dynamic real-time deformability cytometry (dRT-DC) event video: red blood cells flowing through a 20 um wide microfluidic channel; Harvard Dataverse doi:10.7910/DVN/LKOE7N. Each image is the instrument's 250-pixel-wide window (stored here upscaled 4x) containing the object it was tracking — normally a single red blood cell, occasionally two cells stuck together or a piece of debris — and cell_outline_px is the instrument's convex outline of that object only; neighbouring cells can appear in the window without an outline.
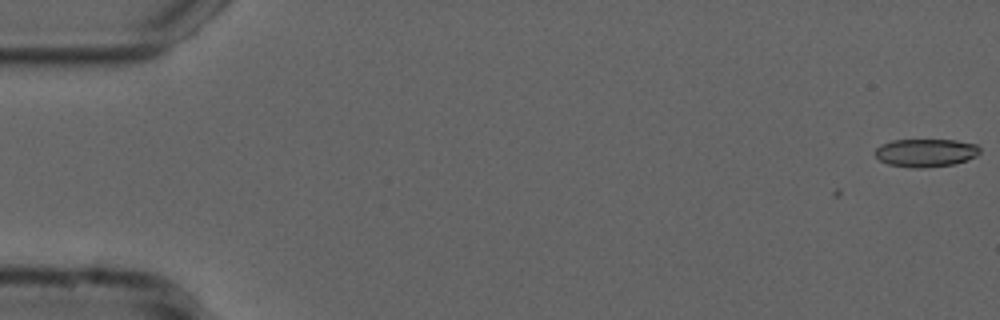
{"species": "common noctule bat (a hibernating species)", "species_latin": "Nyctalus noctula", "temperature_condition": "cold", "stored_images_in_passage": 5, "camera_frame_rate_fps": 3000, "um_per_image_px": 0.085, "animal": {"sex": "male", "forearm_length_mm": 52.5}, "frame": {"image": 1, "passage_image": 1, "time_ms": 0.0, "image_size_px": [1000, 320], "cell_outline_px": [[980, 152], [976, 156], [952, 164], [924, 168], [916, 168], [888, 164], [880, 160], [876, 156], [876, 148], [880, 144], [892, 140], [956, 140], [976, 144], [980, 148]], "centroid_in_image_um": [78.68, 12.97], "position_along_channel_um": 6.3, "area_um2": 16.99}}